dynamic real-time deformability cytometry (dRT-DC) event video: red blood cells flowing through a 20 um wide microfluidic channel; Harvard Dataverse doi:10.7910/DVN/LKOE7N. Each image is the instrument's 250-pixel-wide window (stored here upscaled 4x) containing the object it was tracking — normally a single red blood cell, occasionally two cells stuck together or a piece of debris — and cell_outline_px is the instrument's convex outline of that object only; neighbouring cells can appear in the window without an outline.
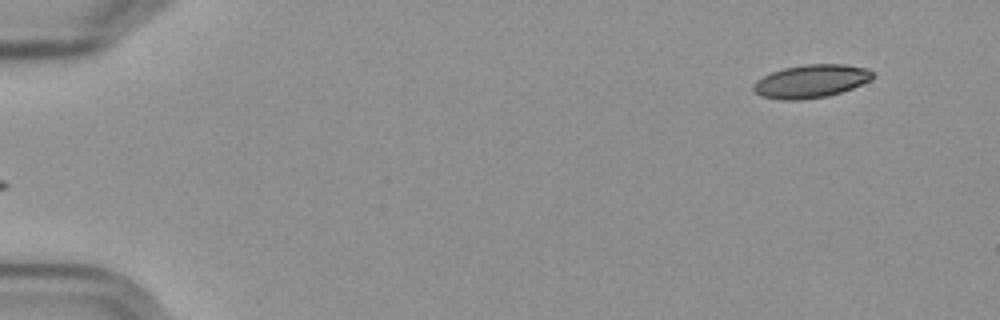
{"species": "Egyptian fruit bat (a non-hibernating species)", "species_latin": "Rousettus aegyptiacus", "temperature_condition": "cold", "stored_images_in_passage": 5, "segment_of_instrument_passage": [2, 2], "camera_frame_rate_fps": 3000, "um_per_image_px": 0.085, "frame": {"image": 1, "passage_image": 5, "time_ms": 4.667, "image_size_px": [1000, 320], "cell_outline_px": [[876, 76], [872, 80], [852, 88], [828, 96], [804, 100], [780, 100], [760, 96], [752, 88], [752, 84], [756, 80], [772, 72], [784, 68], [804, 64], [844, 64], [868, 68]], "centroid_in_image_um": [68.95, 6.91], "position_along_channel_um": 16.1, "area_um2": 23.29}}